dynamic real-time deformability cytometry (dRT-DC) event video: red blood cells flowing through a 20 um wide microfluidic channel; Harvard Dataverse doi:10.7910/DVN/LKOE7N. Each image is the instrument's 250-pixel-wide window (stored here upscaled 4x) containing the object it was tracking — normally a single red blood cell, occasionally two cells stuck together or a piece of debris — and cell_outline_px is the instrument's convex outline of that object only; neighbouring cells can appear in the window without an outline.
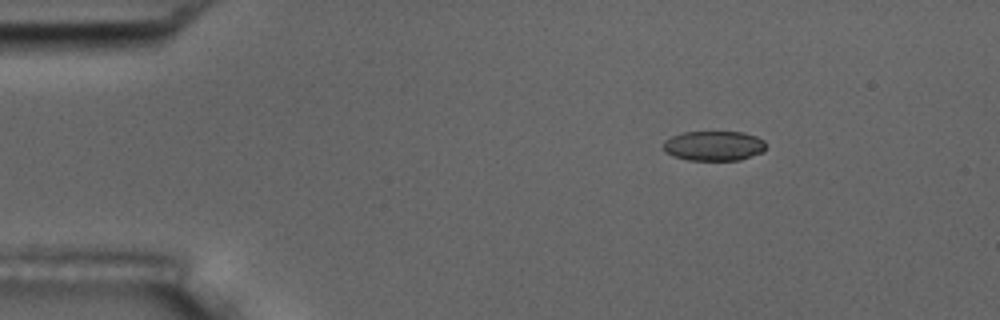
{"species": "common noctule bat (a hibernating species)", "species_latin": "Nyctalus noctula", "temperature_condition": "room temperature", "stored_images_in_passage": 4, "camera_frame_rate_fps": 3000, "um_per_image_px": 0.085, "animal": {"sex": "male", "body_mass_g": 17.5, "forearm_length_mm": 52.3}, "frame": {"image": 1, "passage_image": 1, "time_ms": 0.0, "image_size_px": [1000, 320], "cell_outline_px": [[768, 144], [764, 152], [740, 160], [688, 160], [672, 156], [664, 152], [664, 140], [672, 136], [684, 132], [744, 132], [756, 136], [764, 140]], "centroid_in_image_um": [60.71, 12.4], "position_along_channel_um": 24.3, "area_um2": 18.09}}
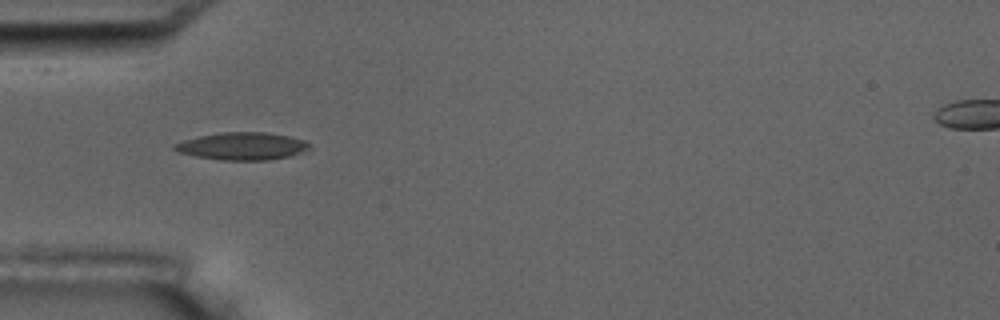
{"frame": {"image": 2, "passage_image": 3, "time_ms": 3.0, "image_size_px": [1000, 320], "cell_outline_px": [[312, 148], [308, 152], [268, 160], [220, 160], [196, 156], [180, 152], [172, 148], [172, 144], [184, 140], [200, 136], [220, 132], [268, 132], [288, 136], [304, 140]], "centroid_in_image_um": [20.63, 12.42], "position_along_channel_um": 64.4, "area_um2": 21.73}}